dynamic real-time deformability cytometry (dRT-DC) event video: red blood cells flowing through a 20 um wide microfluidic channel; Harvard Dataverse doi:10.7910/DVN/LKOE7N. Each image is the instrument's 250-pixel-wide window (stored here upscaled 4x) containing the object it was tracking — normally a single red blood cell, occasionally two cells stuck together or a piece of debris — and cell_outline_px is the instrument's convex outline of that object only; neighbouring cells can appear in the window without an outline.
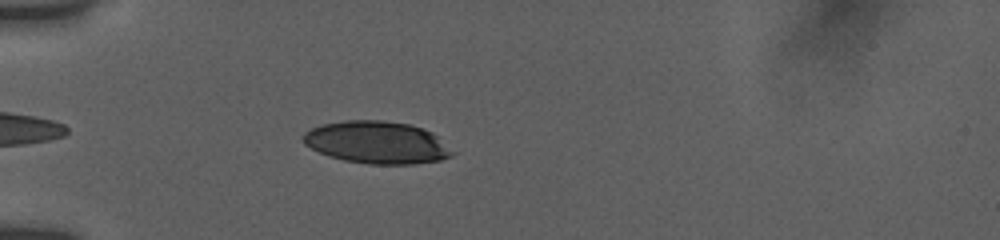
{"species": "human", "species_latin": "Homo sapiens", "temperature_condition": "room temperature", "stored_images_in_passage": 39, "camera_frame_rate_fps": 3000, "um_per_image_px": 0.085, "donor": {"sex": "female"}, "frame": {"image": 1, "passage_image": 5, "time_ms": 1.333, "image_size_px": [1000, 240], "cell_outline_px": [[456, 152], [452, 156], [440, 160], [412, 164], [368, 164], [344, 160], [320, 152], [304, 144], [304, 132], [320, 124], [344, 120], [384, 120], [408, 124], [424, 128], [432, 132]], "centroid_in_image_um": [32.07, 12.1], "position_along_channel_um": 52.9, "area_um2": 36.82}}
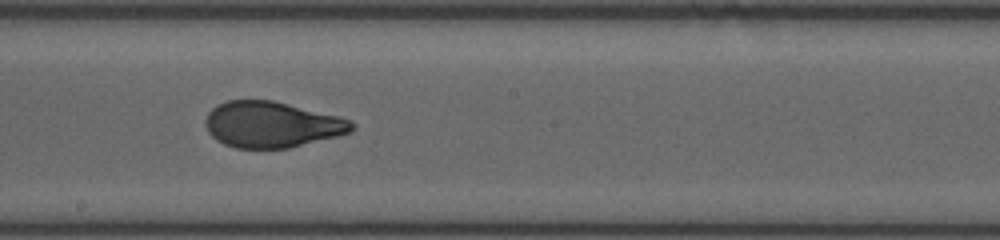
{"frame": {"image": 2, "passage_image": 20, "time_ms": 6.333, "image_size_px": [1000, 240], "cell_outline_px": [[356, 128], [352, 132], [288, 148], [236, 148], [224, 144], [216, 140], [208, 132], [204, 124], [204, 120], [208, 112], [216, 104], [228, 100], [272, 100], [340, 116], [356, 124]], "centroid_in_image_um": [23.08, 10.58], "position_along_channel_um": 225.1, "area_um2": 39.36}}
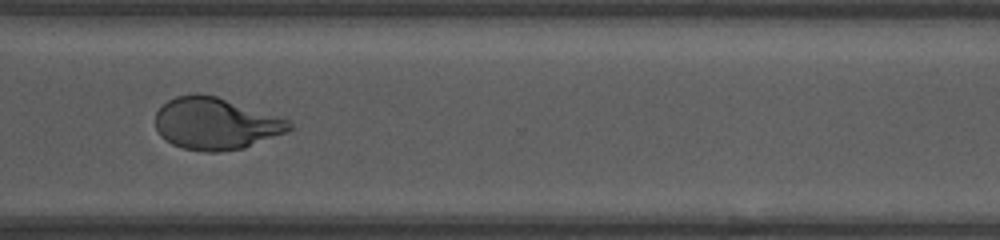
{"frame": {"image": 3, "passage_image": 30, "time_ms": 9.667, "image_size_px": [1000, 240], "cell_outline_px": [[292, 128], [288, 132], [244, 148], [220, 152], [204, 152], [184, 148], [172, 144], [160, 136], [156, 128], [156, 112], [168, 100], [176, 96], [196, 92], [216, 96], [292, 120]], "centroid_in_image_um": [18.36, 10.5], "position_along_channel_um": 352.2, "area_um2": 40.81}, "authors_computed_cell_mechanics": {"area_um2": 39.4196, "velocity_mm_per_s": 3.8347, "shape_relaxation_time_tau1_ms": 5.7431, "shape_relaxation_time_tau2_ms": 0.6706, "deformation_change_tau1": 0.2035, "deformation_change_tau2": 0.063}}